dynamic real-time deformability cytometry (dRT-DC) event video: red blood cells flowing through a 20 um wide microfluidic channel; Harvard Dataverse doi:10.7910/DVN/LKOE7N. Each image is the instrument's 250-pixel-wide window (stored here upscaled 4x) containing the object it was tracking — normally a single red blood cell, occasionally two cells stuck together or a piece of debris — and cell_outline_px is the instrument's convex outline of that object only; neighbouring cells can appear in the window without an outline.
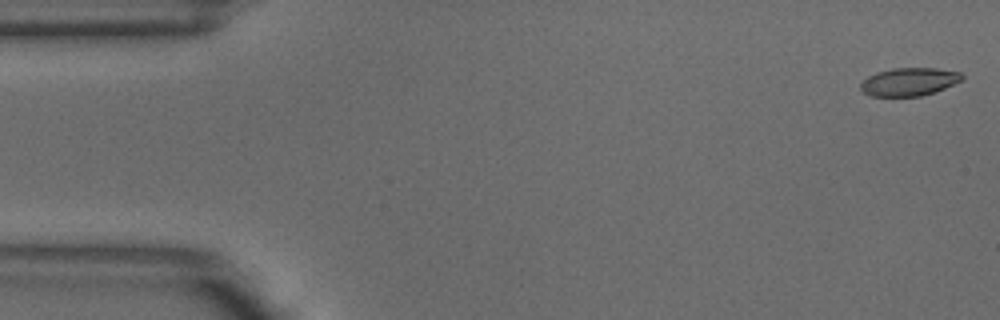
{"species": "common noctule bat (a hibernating species)", "species_latin": "Nyctalus noctula", "temperature_condition": "warm", "stored_images_in_passage": 5, "camera_frame_rate_fps": 3000, "um_per_image_px": 0.085, "animal": {"sex": "male", "body_mass_g": 18.8}, "frame": {"image": 1, "passage_image": 1, "time_ms": 0.0, "image_size_px": [1000, 320], "cell_outline_px": [[964, 76], [960, 80], [944, 88], [920, 96], [868, 96], [860, 88], [860, 84], [868, 76], [876, 72], [892, 68], [936, 68], [960, 72]], "centroid_in_image_um": [77.23, 6.94], "position_along_channel_um": 7.8, "area_um2": 16.42}}